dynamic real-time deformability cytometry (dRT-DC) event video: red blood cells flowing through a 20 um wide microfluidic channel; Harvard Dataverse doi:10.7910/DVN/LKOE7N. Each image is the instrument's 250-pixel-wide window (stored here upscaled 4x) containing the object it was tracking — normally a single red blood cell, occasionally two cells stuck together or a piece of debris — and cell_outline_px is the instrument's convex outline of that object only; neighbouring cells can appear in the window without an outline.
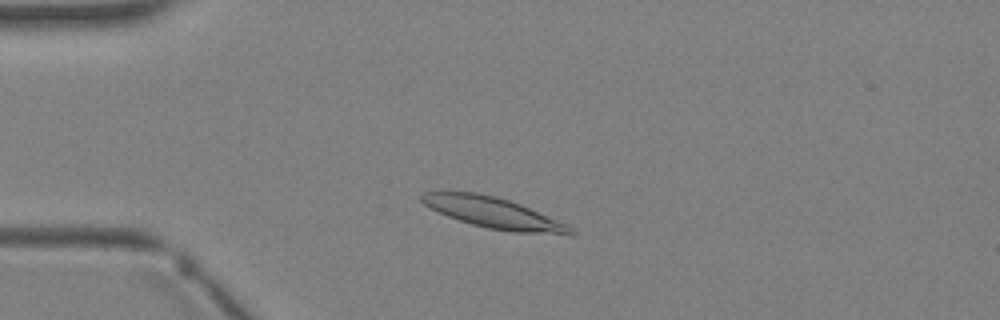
{"species": "Egyptian fruit bat (a non-hibernating species)", "species_latin": "Rousettus aegyptiacus", "temperature_condition": "warm", "stored_images_in_passage": 3, "camera_frame_rate_fps": 3000, "um_per_image_px": 0.085, "animal": {"sex": "female"}, "frame": {"image": 1, "passage_image": 2, "time_ms": 1.333, "image_size_px": [1000, 320], "cell_outline_px": [[576, 236], [568, 236], [512, 232], [488, 228], [472, 224], [448, 216], [424, 204], [420, 200], [420, 196], [424, 192], [476, 192], [496, 196], [520, 204], [568, 224], [576, 232]], "centroid_in_image_um": [42.07, 18.12], "position_along_channel_um": 42.9, "area_um2": 26.88}}
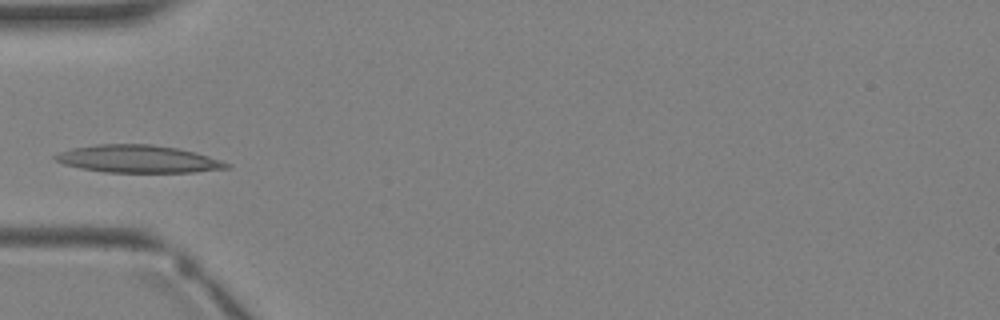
{"frame": {"image": 2, "passage_image": 3, "time_ms": 2.333, "image_size_px": [1000, 320], "cell_outline_px": [[232, 168], [192, 172], [104, 172], [80, 168], [64, 164], [56, 160], [52, 156], [60, 152], [72, 148], [100, 144], [152, 144], [176, 148], [208, 156], [232, 164]], "centroid_in_image_um": [11.74, 13.51], "position_along_channel_um": 73.3, "area_um2": 27.34}}